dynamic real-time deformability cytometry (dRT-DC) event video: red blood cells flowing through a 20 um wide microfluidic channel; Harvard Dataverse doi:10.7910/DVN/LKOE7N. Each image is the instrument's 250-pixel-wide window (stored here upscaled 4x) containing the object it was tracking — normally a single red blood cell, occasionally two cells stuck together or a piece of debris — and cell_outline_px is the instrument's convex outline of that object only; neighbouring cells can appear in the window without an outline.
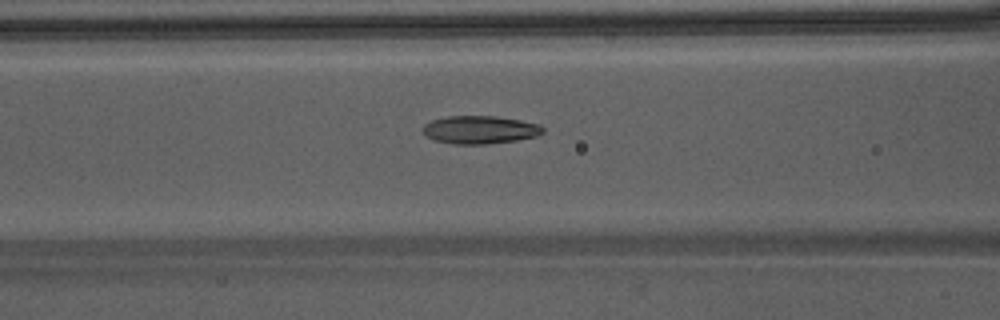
{"species": "Egyptian fruit bat (a non-hibernating species)", "species_latin": "Rousettus aegyptiacus", "temperature_condition": "warm", "stored_images_in_passage": 40, "camera_frame_rate_fps": 3000, "um_per_image_px": 0.085, "animal": {"sex": "male"}, "frame": {"image": 1, "passage_image": 13, "time_ms": 4.0, "image_size_px": [1000, 320], "cell_outline_px": [[544, 132], [536, 136], [516, 140], [484, 144], [452, 144], [436, 140], [428, 136], [424, 132], [424, 124], [432, 120], [448, 116], [496, 116], [520, 120], [540, 124], [544, 128]], "centroid_in_image_um": [40.83, 11.02], "position_along_channel_um": 125.8, "area_um2": 19.42}}
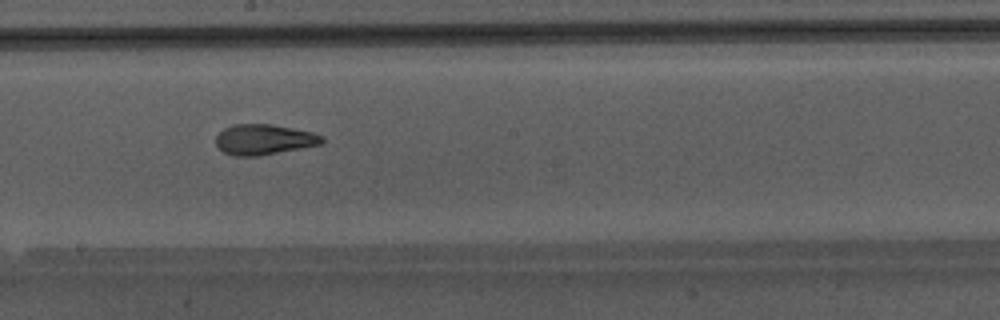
{"frame": {"image": 2, "passage_image": 20, "time_ms": 6.333, "image_size_px": [1000, 320], "cell_outline_px": [[324, 140], [320, 144], [260, 156], [232, 156], [224, 152], [216, 144], [216, 136], [224, 128], [232, 124], [272, 124], [312, 132], [320, 136]], "centroid_in_image_um": [22.39, 11.86], "position_along_channel_um": 225.8, "area_um2": 18.67}}
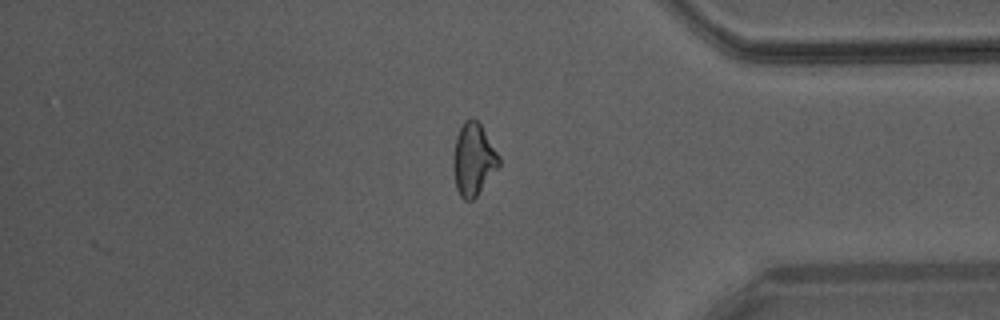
{"frame": {"image": 3, "passage_image": 33, "time_ms": 10.667, "image_size_px": [1000, 320], "cell_outline_px": [[500, 164], [476, 196], [472, 200], [464, 200], [460, 196], [456, 188], [452, 168], [456, 136], [464, 120], [472, 116], [480, 124], [500, 156]], "centroid_in_image_um": [40.22, 13.53], "position_along_channel_um": 395.0, "area_um2": 19.13}, "authors_computed_cell_mechanics": {"area_um2": 19.0162, "velocity_mm_per_s": 4.2899, "shape_relaxation_time_tau1_ms": 4.7115, "shape_relaxation_time_tau2_ms": 1.6429, "deformation_change_tau1": 0.2029, "deformation_change_tau2": 0.0908}}